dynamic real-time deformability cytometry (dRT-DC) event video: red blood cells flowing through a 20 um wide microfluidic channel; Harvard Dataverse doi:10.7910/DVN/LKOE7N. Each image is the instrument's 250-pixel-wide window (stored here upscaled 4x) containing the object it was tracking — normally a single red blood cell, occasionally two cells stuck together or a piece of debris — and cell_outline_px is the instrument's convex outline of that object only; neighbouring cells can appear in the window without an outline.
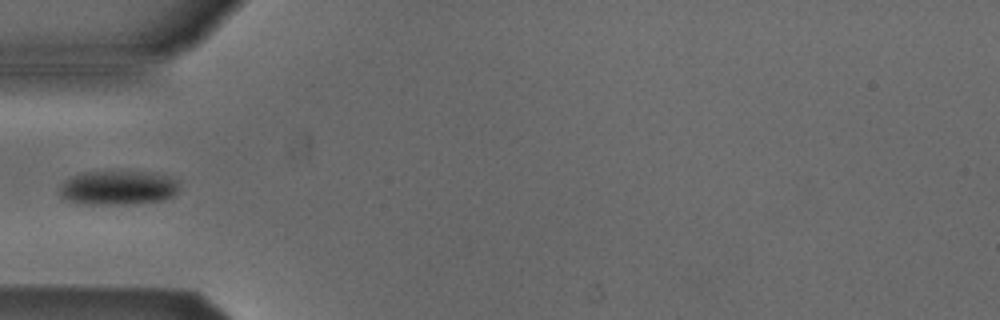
{"species": "Egyptian fruit bat (a non-hibernating species)", "species_latin": "Rousettus aegyptiacus", "temperature_condition": "cold", "stored_images_in_passage": 4, "camera_frame_rate_fps": 3000, "um_per_image_px": 0.085, "animal": {"sex": "male"}, "frame": {"image": 1, "passage_image": 4, "time_ms": 1.0, "image_size_px": [1000, 320], "cell_outline_px": [[180, 188], [172, 196], [164, 200], [136, 204], [80, 204], [64, 200], [60, 196], [60, 188], [64, 180], [72, 176], [84, 172], [156, 172], [168, 176], [176, 180]], "centroid_in_image_um": [10.03, 15.97], "position_along_channel_um": 75.0, "area_um2": 24.16}}